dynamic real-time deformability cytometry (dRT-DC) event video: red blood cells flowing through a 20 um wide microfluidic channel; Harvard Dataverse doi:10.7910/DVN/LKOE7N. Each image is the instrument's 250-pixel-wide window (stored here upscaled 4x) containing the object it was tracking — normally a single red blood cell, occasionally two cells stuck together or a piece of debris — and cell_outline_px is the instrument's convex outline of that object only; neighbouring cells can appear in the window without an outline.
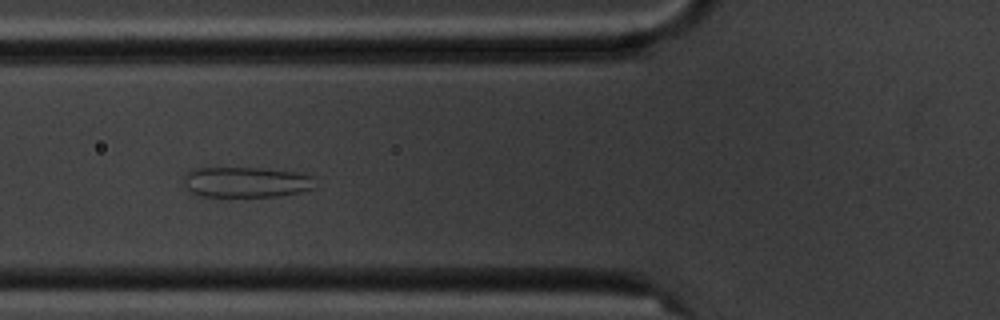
{"species": "common noctule bat (a hibernating species)", "species_latin": "Nyctalus noctula", "temperature_condition": "cold", "stored_images_in_passage": 6, "camera_frame_rate_fps": 3000, "um_per_image_px": 0.085, "animal": {"sex": "male", "body_mass_g": 20.1, "forearm_length_mm": 53.5}, "frame": {"image": 1, "passage_image": 5, "time_ms": 5.667, "image_size_px": [1000, 320], "cell_outline_px": [[316, 188], [300, 192], [276, 196], [196, 196], [184, 184], [184, 176], [188, 168], [264, 168], [300, 172], [312, 176]], "centroid_in_image_um": [20.92, 15.47], "position_along_channel_um": 104.9, "area_um2": 23.58}}